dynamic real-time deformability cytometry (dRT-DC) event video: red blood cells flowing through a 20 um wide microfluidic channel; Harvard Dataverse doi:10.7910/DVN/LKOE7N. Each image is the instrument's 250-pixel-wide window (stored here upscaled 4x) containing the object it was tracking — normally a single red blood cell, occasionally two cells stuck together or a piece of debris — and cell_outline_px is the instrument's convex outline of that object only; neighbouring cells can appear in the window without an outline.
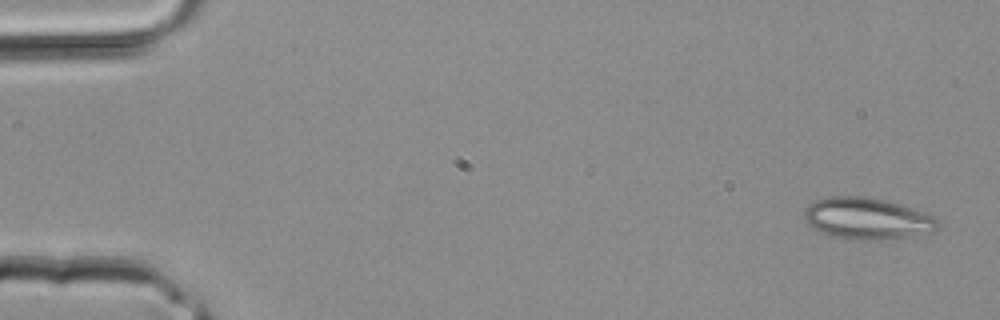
{"species": "common noctule bat (a hibernating species)", "species_latin": "Nyctalus noctula", "temperature_condition": "room temperature", "stored_images_in_passage": 3, "camera_frame_rate_fps": 3000, "um_per_image_px": 0.085, "animal": {"sex": "male", "body_mass_g": 20.4}, "frame": {"image": 1, "passage_image": 1, "time_ms": 0.0, "image_size_px": [1000, 320], "cell_outline_px": [[940, 224], [936, 232], [896, 240], [844, 240], [812, 228], [808, 224], [804, 216], [804, 208], [808, 204], [816, 200], [828, 196], [864, 196], [884, 200], [900, 204], [932, 216], [940, 220]], "centroid_in_image_um": [73.74, 18.61], "position_along_channel_um": 11.3, "area_um2": 33.06}}